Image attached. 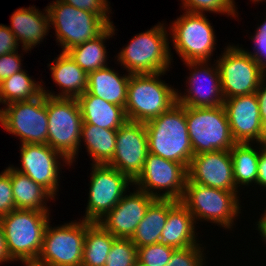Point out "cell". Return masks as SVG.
<instances>
[{
  "label": "cell",
  "instance_id": "4fadbf2b",
  "mask_svg": "<svg viewBox=\"0 0 266 266\" xmlns=\"http://www.w3.org/2000/svg\"><path fill=\"white\" fill-rule=\"evenodd\" d=\"M89 196L83 220L100 221L133 185V181L108 164H91Z\"/></svg>",
  "mask_w": 266,
  "mask_h": 266
},
{
  "label": "cell",
  "instance_id": "7bdbcfd3",
  "mask_svg": "<svg viewBox=\"0 0 266 266\" xmlns=\"http://www.w3.org/2000/svg\"><path fill=\"white\" fill-rule=\"evenodd\" d=\"M256 185H258L259 187H263V189H266V148L261 143Z\"/></svg>",
  "mask_w": 266,
  "mask_h": 266
},
{
  "label": "cell",
  "instance_id": "f907efd6",
  "mask_svg": "<svg viewBox=\"0 0 266 266\" xmlns=\"http://www.w3.org/2000/svg\"><path fill=\"white\" fill-rule=\"evenodd\" d=\"M250 1H252L253 3L256 4V2L259 3V2H262V1H266V0H250Z\"/></svg>",
  "mask_w": 266,
  "mask_h": 266
},
{
  "label": "cell",
  "instance_id": "f546056e",
  "mask_svg": "<svg viewBox=\"0 0 266 266\" xmlns=\"http://www.w3.org/2000/svg\"><path fill=\"white\" fill-rule=\"evenodd\" d=\"M259 145V147H257ZM257 147V148H254ZM233 162V178L236 187L256 184L258 176V161L260 158V143H235L230 149Z\"/></svg>",
  "mask_w": 266,
  "mask_h": 266
},
{
  "label": "cell",
  "instance_id": "7a4b0ae2",
  "mask_svg": "<svg viewBox=\"0 0 266 266\" xmlns=\"http://www.w3.org/2000/svg\"><path fill=\"white\" fill-rule=\"evenodd\" d=\"M164 23L132 37L129 44L118 52L117 62L130 74L160 73L170 71V38Z\"/></svg>",
  "mask_w": 266,
  "mask_h": 266
},
{
  "label": "cell",
  "instance_id": "7c38bea8",
  "mask_svg": "<svg viewBox=\"0 0 266 266\" xmlns=\"http://www.w3.org/2000/svg\"><path fill=\"white\" fill-rule=\"evenodd\" d=\"M48 223L37 262L45 266H82L86 220L52 227Z\"/></svg>",
  "mask_w": 266,
  "mask_h": 266
},
{
  "label": "cell",
  "instance_id": "d6a6232c",
  "mask_svg": "<svg viewBox=\"0 0 266 266\" xmlns=\"http://www.w3.org/2000/svg\"><path fill=\"white\" fill-rule=\"evenodd\" d=\"M182 9L191 13H220L238 17L234 0H181ZM205 11V12H204Z\"/></svg>",
  "mask_w": 266,
  "mask_h": 266
},
{
  "label": "cell",
  "instance_id": "484cf974",
  "mask_svg": "<svg viewBox=\"0 0 266 266\" xmlns=\"http://www.w3.org/2000/svg\"><path fill=\"white\" fill-rule=\"evenodd\" d=\"M10 180L16 209L50 211L48 199L55 200L45 188L10 165Z\"/></svg>",
  "mask_w": 266,
  "mask_h": 266
},
{
  "label": "cell",
  "instance_id": "ee69618b",
  "mask_svg": "<svg viewBox=\"0 0 266 266\" xmlns=\"http://www.w3.org/2000/svg\"><path fill=\"white\" fill-rule=\"evenodd\" d=\"M11 263L14 261L11 259V257L8 254L7 248H6V241H5V235L2 223L0 221V264Z\"/></svg>",
  "mask_w": 266,
  "mask_h": 266
},
{
  "label": "cell",
  "instance_id": "8992f818",
  "mask_svg": "<svg viewBox=\"0 0 266 266\" xmlns=\"http://www.w3.org/2000/svg\"><path fill=\"white\" fill-rule=\"evenodd\" d=\"M51 2L46 9L49 24L55 30L56 43L61 45V52L66 53L73 47L98 37L110 26L95 13L77 9L60 0Z\"/></svg>",
  "mask_w": 266,
  "mask_h": 266
},
{
  "label": "cell",
  "instance_id": "ac0fdd59",
  "mask_svg": "<svg viewBox=\"0 0 266 266\" xmlns=\"http://www.w3.org/2000/svg\"><path fill=\"white\" fill-rule=\"evenodd\" d=\"M223 107L236 143L261 142L264 124L260 118L256 93L224 99Z\"/></svg>",
  "mask_w": 266,
  "mask_h": 266
},
{
  "label": "cell",
  "instance_id": "d590c367",
  "mask_svg": "<svg viewBox=\"0 0 266 266\" xmlns=\"http://www.w3.org/2000/svg\"><path fill=\"white\" fill-rule=\"evenodd\" d=\"M202 244L182 249H175L168 265L165 266H207Z\"/></svg>",
  "mask_w": 266,
  "mask_h": 266
},
{
  "label": "cell",
  "instance_id": "d6986e66",
  "mask_svg": "<svg viewBox=\"0 0 266 266\" xmlns=\"http://www.w3.org/2000/svg\"><path fill=\"white\" fill-rule=\"evenodd\" d=\"M188 179L203 186L239 192L233 178L230 150L194 155L187 169Z\"/></svg>",
  "mask_w": 266,
  "mask_h": 266
},
{
  "label": "cell",
  "instance_id": "836d02e7",
  "mask_svg": "<svg viewBox=\"0 0 266 266\" xmlns=\"http://www.w3.org/2000/svg\"><path fill=\"white\" fill-rule=\"evenodd\" d=\"M137 260V247L131 239L117 238L106 258L105 266H133Z\"/></svg>",
  "mask_w": 266,
  "mask_h": 266
},
{
  "label": "cell",
  "instance_id": "1f68e13d",
  "mask_svg": "<svg viewBox=\"0 0 266 266\" xmlns=\"http://www.w3.org/2000/svg\"><path fill=\"white\" fill-rule=\"evenodd\" d=\"M26 72L28 71L21 70L0 83V103L7 105L32 100L43 93L42 80L37 82Z\"/></svg>",
  "mask_w": 266,
  "mask_h": 266
},
{
  "label": "cell",
  "instance_id": "7402d4cb",
  "mask_svg": "<svg viewBox=\"0 0 266 266\" xmlns=\"http://www.w3.org/2000/svg\"><path fill=\"white\" fill-rule=\"evenodd\" d=\"M196 224L192 214L180 201L168 199L167 222L160 243L175 249L198 245Z\"/></svg>",
  "mask_w": 266,
  "mask_h": 266
},
{
  "label": "cell",
  "instance_id": "603a6c76",
  "mask_svg": "<svg viewBox=\"0 0 266 266\" xmlns=\"http://www.w3.org/2000/svg\"><path fill=\"white\" fill-rule=\"evenodd\" d=\"M53 59V64H48L51 76L61 92L54 93L42 85V92L55 98H78L87 90L88 74L82 70L67 53L61 52ZM46 89V90H45Z\"/></svg>",
  "mask_w": 266,
  "mask_h": 266
},
{
  "label": "cell",
  "instance_id": "7dc6e473",
  "mask_svg": "<svg viewBox=\"0 0 266 266\" xmlns=\"http://www.w3.org/2000/svg\"><path fill=\"white\" fill-rule=\"evenodd\" d=\"M256 31L266 34V18L264 19V22H262V24L258 25Z\"/></svg>",
  "mask_w": 266,
  "mask_h": 266
},
{
  "label": "cell",
  "instance_id": "8d00e7d4",
  "mask_svg": "<svg viewBox=\"0 0 266 266\" xmlns=\"http://www.w3.org/2000/svg\"><path fill=\"white\" fill-rule=\"evenodd\" d=\"M16 210L10 180V166L0 173V217Z\"/></svg>",
  "mask_w": 266,
  "mask_h": 266
},
{
  "label": "cell",
  "instance_id": "9a60e30c",
  "mask_svg": "<svg viewBox=\"0 0 266 266\" xmlns=\"http://www.w3.org/2000/svg\"><path fill=\"white\" fill-rule=\"evenodd\" d=\"M20 159L21 167L11 165L13 169L40 184L54 198L59 189L61 166H72L63 154L48 144H21Z\"/></svg>",
  "mask_w": 266,
  "mask_h": 266
},
{
  "label": "cell",
  "instance_id": "cb8c5ba5",
  "mask_svg": "<svg viewBox=\"0 0 266 266\" xmlns=\"http://www.w3.org/2000/svg\"><path fill=\"white\" fill-rule=\"evenodd\" d=\"M77 101L80 106L83 123L117 130L128 121L125 107L107 102L89 92L83 93L77 98Z\"/></svg>",
  "mask_w": 266,
  "mask_h": 266
},
{
  "label": "cell",
  "instance_id": "52a82bcc",
  "mask_svg": "<svg viewBox=\"0 0 266 266\" xmlns=\"http://www.w3.org/2000/svg\"><path fill=\"white\" fill-rule=\"evenodd\" d=\"M185 114L194 155L230 150L236 143L223 105L207 108L185 106Z\"/></svg>",
  "mask_w": 266,
  "mask_h": 266
},
{
  "label": "cell",
  "instance_id": "83f0119b",
  "mask_svg": "<svg viewBox=\"0 0 266 266\" xmlns=\"http://www.w3.org/2000/svg\"><path fill=\"white\" fill-rule=\"evenodd\" d=\"M168 199L155 198L148 206L144 218L138 224L131 240L134 245L143 247L160 243L161 233L167 222Z\"/></svg>",
  "mask_w": 266,
  "mask_h": 266
},
{
  "label": "cell",
  "instance_id": "60d3db41",
  "mask_svg": "<svg viewBox=\"0 0 266 266\" xmlns=\"http://www.w3.org/2000/svg\"><path fill=\"white\" fill-rule=\"evenodd\" d=\"M15 35L7 25L0 24V56L17 51L19 48Z\"/></svg>",
  "mask_w": 266,
  "mask_h": 266
},
{
  "label": "cell",
  "instance_id": "b9f144b4",
  "mask_svg": "<svg viewBox=\"0 0 266 266\" xmlns=\"http://www.w3.org/2000/svg\"><path fill=\"white\" fill-rule=\"evenodd\" d=\"M258 100L260 118L266 124V76L262 79L257 91L255 92Z\"/></svg>",
  "mask_w": 266,
  "mask_h": 266
},
{
  "label": "cell",
  "instance_id": "5bb4252c",
  "mask_svg": "<svg viewBox=\"0 0 266 266\" xmlns=\"http://www.w3.org/2000/svg\"><path fill=\"white\" fill-rule=\"evenodd\" d=\"M187 178L188 171L183 164L148 152L143 170L133 181V186L154 198L180 201Z\"/></svg>",
  "mask_w": 266,
  "mask_h": 266
},
{
  "label": "cell",
  "instance_id": "9c48e42d",
  "mask_svg": "<svg viewBox=\"0 0 266 266\" xmlns=\"http://www.w3.org/2000/svg\"><path fill=\"white\" fill-rule=\"evenodd\" d=\"M207 16L184 12L177 17L168 30L176 54L185 62L211 61L215 51L216 35Z\"/></svg>",
  "mask_w": 266,
  "mask_h": 266
},
{
  "label": "cell",
  "instance_id": "44dd1931",
  "mask_svg": "<svg viewBox=\"0 0 266 266\" xmlns=\"http://www.w3.org/2000/svg\"><path fill=\"white\" fill-rule=\"evenodd\" d=\"M35 7H20L15 10L10 18L11 26H8L18 44L22 43L24 53L40 44L51 27L47 9L42 12Z\"/></svg>",
  "mask_w": 266,
  "mask_h": 266
},
{
  "label": "cell",
  "instance_id": "f35d334b",
  "mask_svg": "<svg viewBox=\"0 0 266 266\" xmlns=\"http://www.w3.org/2000/svg\"><path fill=\"white\" fill-rule=\"evenodd\" d=\"M21 61L23 60L20 54H18V50L0 56V83L11 77L14 73L24 70Z\"/></svg>",
  "mask_w": 266,
  "mask_h": 266
},
{
  "label": "cell",
  "instance_id": "4316f807",
  "mask_svg": "<svg viewBox=\"0 0 266 266\" xmlns=\"http://www.w3.org/2000/svg\"><path fill=\"white\" fill-rule=\"evenodd\" d=\"M115 26L112 23L98 37L75 46L66 53L87 74L108 66L105 41L115 35Z\"/></svg>",
  "mask_w": 266,
  "mask_h": 266
},
{
  "label": "cell",
  "instance_id": "e0dca14e",
  "mask_svg": "<svg viewBox=\"0 0 266 266\" xmlns=\"http://www.w3.org/2000/svg\"><path fill=\"white\" fill-rule=\"evenodd\" d=\"M147 154L145 123L127 121L117 129L115 152L107 164L134 181L143 170Z\"/></svg>",
  "mask_w": 266,
  "mask_h": 266
},
{
  "label": "cell",
  "instance_id": "3957f363",
  "mask_svg": "<svg viewBox=\"0 0 266 266\" xmlns=\"http://www.w3.org/2000/svg\"><path fill=\"white\" fill-rule=\"evenodd\" d=\"M165 73L130 75L125 104L128 121L146 123L177 103L176 88L161 80Z\"/></svg>",
  "mask_w": 266,
  "mask_h": 266
},
{
  "label": "cell",
  "instance_id": "4dcf8cb0",
  "mask_svg": "<svg viewBox=\"0 0 266 266\" xmlns=\"http://www.w3.org/2000/svg\"><path fill=\"white\" fill-rule=\"evenodd\" d=\"M116 239L99 223L86 221L82 266H105L106 258Z\"/></svg>",
  "mask_w": 266,
  "mask_h": 266
},
{
  "label": "cell",
  "instance_id": "ffe728a7",
  "mask_svg": "<svg viewBox=\"0 0 266 266\" xmlns=\"http://www.w3.org/2000/svg\"><path fill=\"white\" fill-rule=\"evenodd\" d=\"M154 199L146 192L134 187L133 192L126 193L119 203L97 223L115 238L131 239Z\"/></svg>",
  "mask_w": 266,
  "mask_h": 266
},
{
  "label": "cell",
  "instance_id": "8fae6325",
  "mask_svg": "<svg viewBox=\"0 0 266 266\" xmlns=\"http://www.w3.org/2000/svg\"><path fill=\"white\" fill-rule=\"evenodd\" d=\"M0 125L21 144H48L47 96L18 101L0 108Z\"/></svg>",
  "mask_w": 266,
  "mask_h": 266
},
{
  "label": "cell",
  "instance_id": "277c9868",
  "mask_svg": "<svg viewBox=\"0 0 266 266\" xmlns=\"http://www.w3.org/2000/svg\"><path fill=\"white\" fill-rule=\"evenodd\" d=\"M49 211L16 209L0 217L6 248L13 261H36L45 229L50 222Z\"/></svg>",
  "mask_w": 266,
  "mask_h": 266
},
{
  "label": "cell",
  "instance_id": "30bf717a",
  "mask_svg": "<svg viewBox=\"0 0 266 266\" xmlns=\"http://www.w3.org/2000/svg\"><path fill=\"white\" fill-rule=\"evenodd\" d=\"M225 47L220 57L215 60L223 98L255 93L266 72L247 49L234 44Z\"/></svg>",
  "mask_w": 266,
  "mask_h": 266
},
{
  "label": "cell",
  "instance_id": "74e56055",
  "mask_svg": "<svg viewBox=\"0 0 266 266\" xmlns=\"http://www.w3.org/2000/svg\"><path fill=\"white\" fill-rule=\"evenodd\" d=\"M68 5H72L77 9L90 11L102 17L109 25L113 22L109 13L110 2L108 0H60Z\"/></svg>",
  "mask_w": 266,
  "mask_h": 266
},
{
  "label": "cell",
  "instance_id": "f1b7e54d",
  "mask_svg": "<svg viewBox=\"0 0 266 266\" xmlns=\"http://www.w3.org/2000/svg\"><path fill=\"white\" fill-rule=\"evenodd\" d=\"M117 130L82 123L80 143L84 142L91 164H107L114 155Z\"/></svg>",
  "mask_w": 266,
  "mask_h": 266
},
{
  "label": "cell",
  "instance_id": "6da1fadb",
  "mask_svg": "<svg viewBox=\"0 0 266 266\" xmlns=\"http://www.w3.org/2000/svg\"><path fill=\"white\" fill-rule=\"evenodd\" d=\"M148 152L183 164L194 156L188 134L185 106L174 104L168 111L145 123Z\"/></svg>",
  "mask_w": 266,
  "mask_h": 266
},
{
  "label": "cell",
  "instance_id": "ba28073f",
  "mask_svg": "<svg viewBox=\"0 0 266 266\" xmlns=\"http://www.w3.org/2000/svg\"><path fill=\"white\" fill-rule=\"evenodd\" d=\"M48 145L73 165L81 148L82 115L76 98L47 96ZM80 146V147H79Z\"/></svg>",
  "mask_w": 266,
  "mask_h": 266
},
{
  "label": "cell",
  "instance_id": "681fc988",
  "mask_svg": "<svg viewBox=\"0 0 266 266\" xmlns=\"http://www.w3.org/2000/svg\"><path fill=\"white\" fill-rule=\"evenodd\" d=\"M133 266H147V265H145L144 263H142L137 259Z\"/></svg>",
  "mask_w": 266,
  "mask_h": 266
},
{
  "label": "cell",
  "instance_id": "2e32d148",
  "mask_svg": "<svg viewBox=\"0 0 266 266\" xmlns=\"http://www.w3.org/2000/svg\"><path fill=\"white\" fill-rule=\"evenodd\" d=\"M210 61H189L184 64L188 66L191 73L187 76L186 92L176 89L177 103L188 107H216L224 103L221 92V82L218 66ZM210 64V65H209ZM210 66V67H209Z\"/></svg>",
  "mask_w": 266,
  "mask_h": 266
},
{
  "label": "cell",
  "instance_id": "5b68a950",
  "mask_svg": "<svg viewBox=\"0 0 266 266\" xmlns=\"http://www.w3.org/2000/svg\"><path fill=\"white\" fill-rule=\"evenodd\" d=\"M238 194L193 183L187 178L180 202L189 210L195 222L207 221L232 230L242 210Z\"/></svg>",
  "mask_w": 266,
  "mask_h": 266
},
{
  "label": "cell",
  "instance_id": "f6af8a7d",
  "mask_svg": "<svg viewBox=\"0 0 266 266\" xmlns=\"http://www.w3.org/2000/svg\"><path fill=\"white\" fill-rule=\"evenodd\" d=\"M263 212L264 213L261 214L262 216L256 222V229L259 231V234L263 239L262 241H264V244H266V209Z\"/></svg>",
  "mask_w": 266,
  "mask_h": 266
},
{
  "label": "cell",
  "instance_id": "e575fe53",
  "mask_svg": "<svg viewBox=\"0 0 266 266\" xmlns=\"http://www.w3.org/2000/svg\"><path fill=\"white\" fill-rule=\"evenodd\" d=\"M175 248L157 243L137 248V259L147 266L168 265Z\"/></svg>",
  "mask_w": 266,
  "mask_h": 266
},
{
  "label": "cell",
  "instance_id": "d4e9b609",
  "mask_svg": "<svg viewBox=\"0 0 266 266\" xmlns=\"http://www.w3.org/2000/svg\"><path fill=\"white\" fill-rule=\"evenodd\" d=\"M119 74L109 66L88 73L87 90L90 94L115 105L125 107L130 73Z\"/></svg>",
  "mask_w": 266,
  "mask_h": 266
},
{
  "label": "cell",
  "instance_id": "c3c4849f",
  "mask_svg": "<svg viewBox=\"0 0 266 266\" xmlns=\"http://www.w3.org/2000/svg\"><path fill=\"white\" fill-rule=\"evenodd\" d=\"M260 143L266 148V124L264 125V134Z\"/></svg>",
  "mask_w": 266,
  "mask_h": 266
},
{
  "label": "cell",
  "instance_id": "ab89813d",
  "mask_svg": "<svg viewBox=\"0 0 266 266\" xmlns=\"http://www.w3.org/2000/svg\"><path fill=\"white\" fill-rule=\"evenodd\" d=\"M250 39L254 42L253 52L247 51L266 72V34L257 32Z\"/></svg>",
  "mask_w": 266,
  "mask_h": 266
},
{
  "label": "cell",
  "instance_id": "bcb514c9",
  "mask_svg": "<svg viewBox=\"0 0 266 266\" xmlns=\"http://www.w3.org/2000/svg\"><path fill=\"white\" fill-rule=\"evenodd\" d=\"M24 266H45L37 261H21Z\"/></svg>",
  "mask_w": 266,
  "mask_h": 266
}]
</instances>
